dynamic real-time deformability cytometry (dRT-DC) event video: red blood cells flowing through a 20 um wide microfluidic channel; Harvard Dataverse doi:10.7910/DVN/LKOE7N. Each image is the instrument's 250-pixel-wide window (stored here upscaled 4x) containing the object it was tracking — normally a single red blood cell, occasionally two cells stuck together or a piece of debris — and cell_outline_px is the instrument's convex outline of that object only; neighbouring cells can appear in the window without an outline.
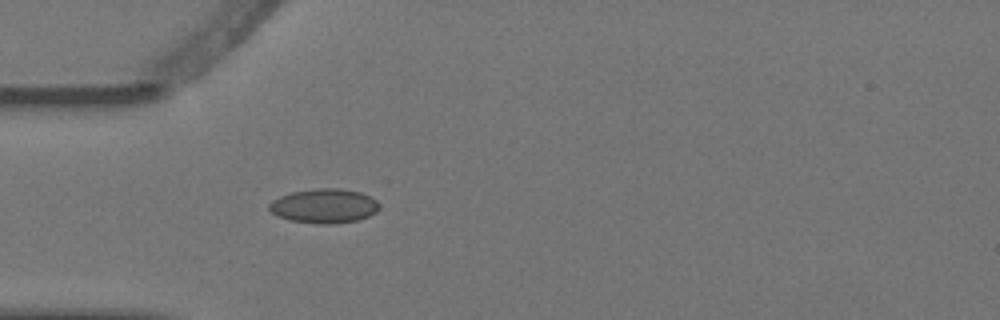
{"species": "Egyptian fruit bat (a non-hibernating species)", "species_latin": "Rousettus aegyptiacus", "temperature_condition": "warm", "stored_images_in_passage": 1, "camera_frame_rate_fps": 3000, "um_per_image_px": 0.085, "animal": {"sex": "female"}, "frame": {"image": 1, "passage_image": 1, "time_ms": 0.0, "image_size_px": [1000, 320], "cell_outline_px": [[380, 208], [376, 212], [368, 216], [356, 220], [332, 224], [320, 224], [288, 220], [276, 216], [268, 208], [268, 204], [272, 200], [280, 196], [292, 192], [316, 188], [340, 188], [360, 192], [376, 200], [380, 204]], "centroid_in_image_um": [27.53, 17.5], "position_along_channel_um": 57.5, "area_um2": 22.14}}